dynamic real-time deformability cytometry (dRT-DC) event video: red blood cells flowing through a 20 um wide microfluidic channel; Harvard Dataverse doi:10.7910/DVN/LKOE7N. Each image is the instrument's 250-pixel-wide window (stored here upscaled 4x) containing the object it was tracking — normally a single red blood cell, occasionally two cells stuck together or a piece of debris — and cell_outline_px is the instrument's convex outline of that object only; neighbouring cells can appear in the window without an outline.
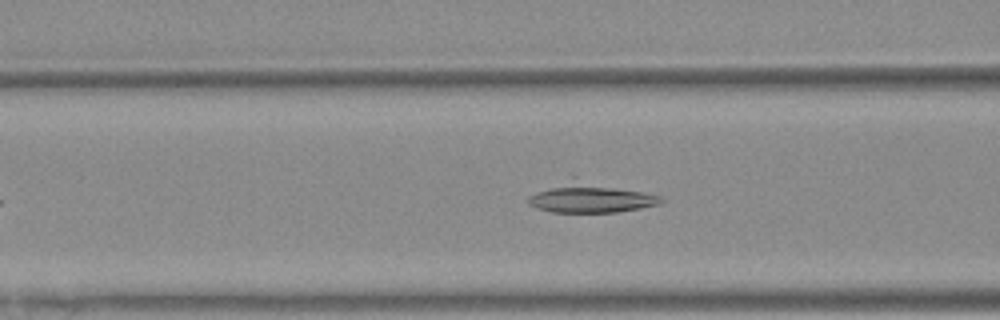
{"species": "Egyptian fruit bat (a non-hibernating species)", "species_latin": "Rousettus aegyptiacus", "temperature_condition": "warm", "stored_images_in_passage": 41, "camera_frame_rate_fps": 3000, "um_per_image_px": 0.085, "animal": {"sex": "female"}, "frame": {"image": 1, "passage_image": 12, "time_ms": 3.667, "image_size_px": [1000, 320], "cell_outline_px": [[664, 200], [660, 204], [640, 208], [616, 212], [552, 212], [536, 208], [528, 204], [528, 196], [536, 192], [576, 176], [660, 196]], "centroid_in_image_um": [50.18, 16.78], "position_along_channel_um": 116.4, "area_um2": 23.24}}
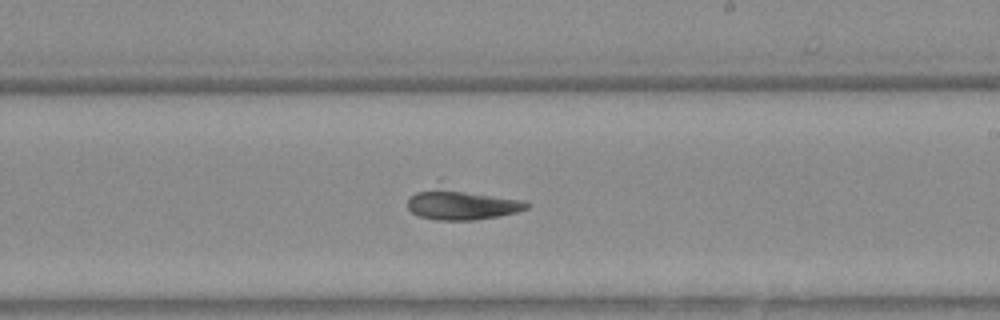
{"frame": {"image": 2, "passage_image": 22, "time_ms": 7.0, "image_size_px": [1000, 320], "cell_outline_px": [[532, 204], [528, 208], [516, 212], [496, 216], [472, 220], [436, 220], [416, 216], [408, 208], [408, 200], [416, 192], [440, 176], [524, 200]], "centroid_in_image_um": [39.22, 17.15], "position_along_channel_um": 249.8, "area_um2": 24.85}}
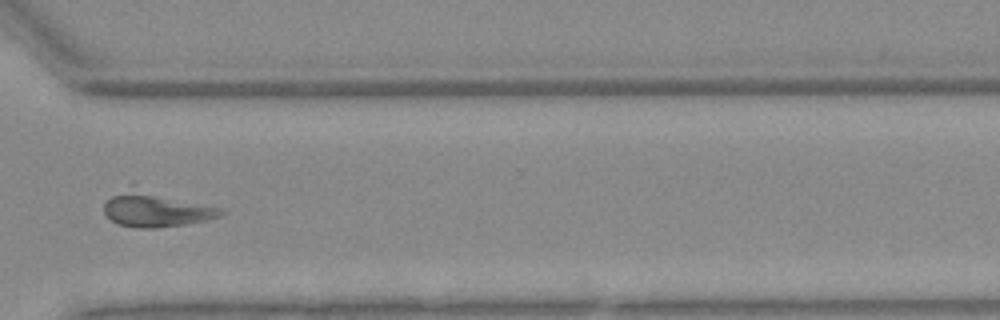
{"frame": {"image": 3, "passage_image": 30, "time_ms": 9.667, "image_size_px": [1000, 320], "cell_outline_px": [[228, 212], [220, 216], [204, 220], [184, 224], [152, 228], [136, 228], [116, 224], [104, 212], [104, 204], [112, 196], [132, 180], [224, 208]], "centroid_in_image_um": [13.29, 17.65], "position_along_channel_um": 357.3, "area_um2": 26.07}}